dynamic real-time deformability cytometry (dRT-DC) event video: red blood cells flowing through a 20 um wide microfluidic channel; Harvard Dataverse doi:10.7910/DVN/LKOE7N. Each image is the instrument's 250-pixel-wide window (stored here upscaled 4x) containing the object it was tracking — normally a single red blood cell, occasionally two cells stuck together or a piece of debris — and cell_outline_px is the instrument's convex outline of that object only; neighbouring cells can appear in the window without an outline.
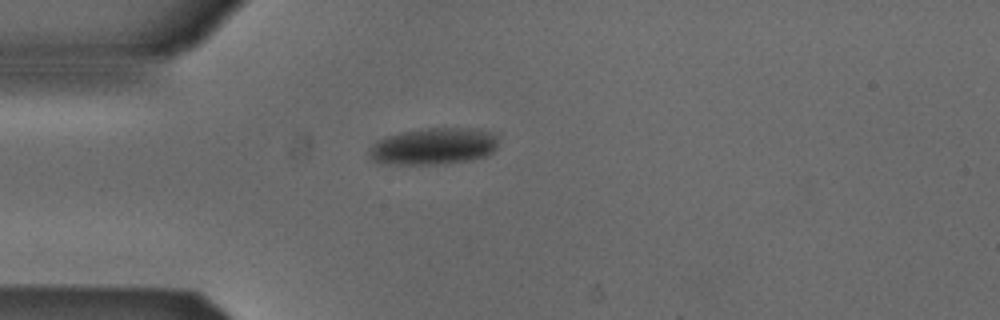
{"species": "Egyptian fruit bat (a non-hibernating species)", "species_latin": "Rousettus aegyptiacus", "temperature_condition": "cold", "stored_images_in_passage": 3, "camera_frame_rate_fps": 3000, "um_per_image_px": 0.085, "animal": {"sex": "male"}, "frame": {"image": 1, "passage_image": 3, "time_ms": 0.667, "image_size_px": [1000, 320], "cell_outline_px": [[500, 136], [496, 148], [492, 152], [484, 156], [468, 160], [444, 164], [388, 164], [372, 160], [368, 156], [368, 148], [376, 140], [400, 132], [428, 128], [472, 128], [492, 132]], "centroid_in_image_um": [36.85, 12.43], "position_along_channel_um": 48.2, "area_um2": 27.92}}